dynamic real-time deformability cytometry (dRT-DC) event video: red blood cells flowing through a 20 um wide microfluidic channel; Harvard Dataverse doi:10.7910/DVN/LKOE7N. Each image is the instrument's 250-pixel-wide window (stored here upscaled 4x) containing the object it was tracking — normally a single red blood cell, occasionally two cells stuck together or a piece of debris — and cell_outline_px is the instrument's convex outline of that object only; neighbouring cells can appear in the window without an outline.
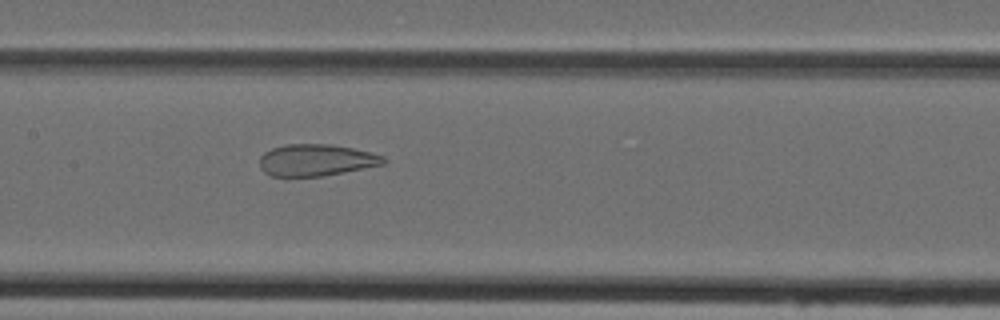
{"species": "Egyptian fruit bat (a non-hibernating species)", "species_latin": "Rousettus aegyptiacus", "temperature_condition": "cold", "stored_images_in_passage": 37, "camera_frame_rate_fps": 3000, "um_per_image_px": 0.085, "animal": {"sex": "female"}, "frame": {"image": 1, "passage_image": 15, "time_ms": 4.667, "image_size_px": [1000, 320], "cell_outline_px": [[388, 160], [384, 164], [324, 176], [272, 176], [264, 172], [260, 168], [260, 156], [264, 152], [272, 148], [284, 144], [332, 144], [372, 152], [384, 156]], "centroid_in_image_um": [26.88, 13.6], "position_along_channel_um": 180.5, "area_um2": 23.06}}
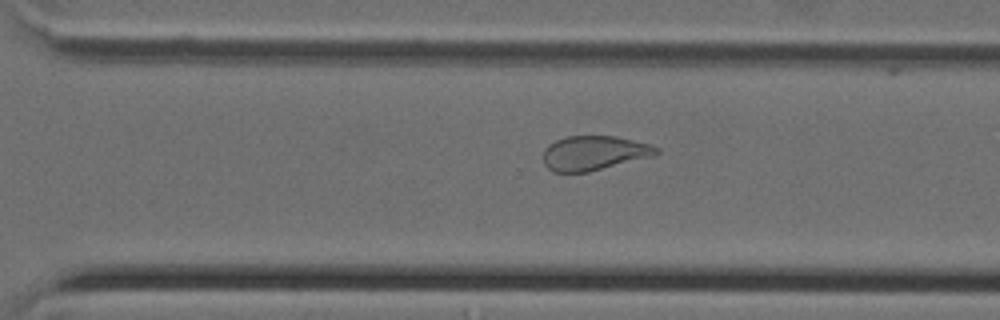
{"frame": {"image": 2, "passage_image": 25, "time_ms": 8.0, "image_size_px": [1000, 320], "cell_outline_px": [[660, 152], [656, 156], [588, 172], [552, 172], [544, 164], [544, 148], [548, 144], [556, 140], [568, 136], [616, 136], [648, 144], [660, 148]], "centroid_in_image_um": [50.51, 13.01], "position_along_channel_um": 320.1, "area_um2": 22.89}}
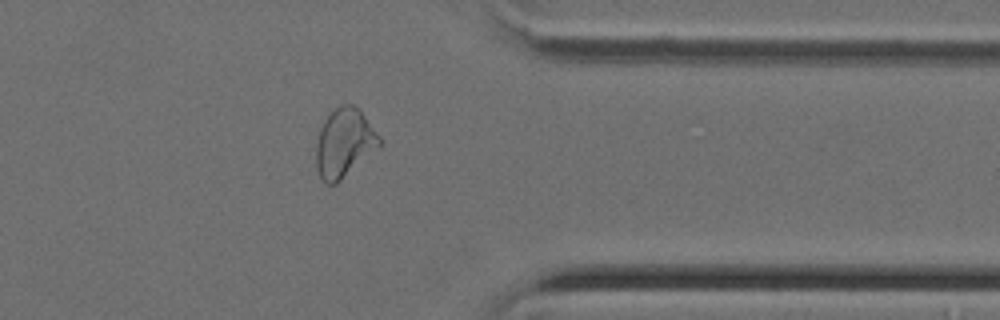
{"frame": {"image": 3, "passage_image": 30, "time_ms": 9.667, "image_size_px": [1000, 320], "cell_outline_px": [[380, 144], [336, 184], [324, 184], [316, 168], [316, 144], [320, 128], [324, 120], [340, 104], [352, 104], [360, 108], [380, 136]], "centroid_in_image_um": [29.24, 12.12], "position_along_channel_um": 382.2, "area_um2": 25.03}}